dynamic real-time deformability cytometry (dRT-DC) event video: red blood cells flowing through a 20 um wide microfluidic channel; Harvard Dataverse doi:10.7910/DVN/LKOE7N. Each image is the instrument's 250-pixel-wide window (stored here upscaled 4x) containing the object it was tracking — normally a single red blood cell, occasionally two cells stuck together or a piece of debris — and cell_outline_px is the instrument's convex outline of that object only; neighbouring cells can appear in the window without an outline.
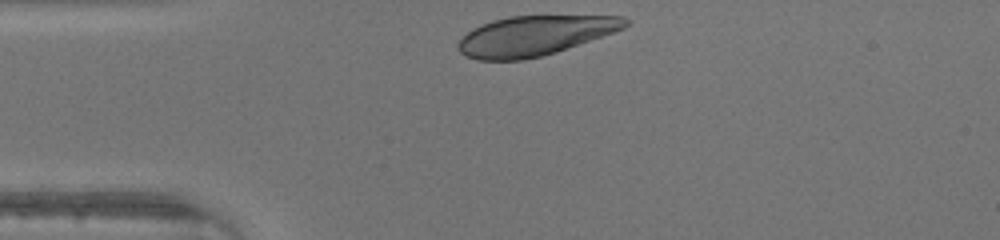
{"species": "human", "species_latin": "Homo sapiens", "temperature_condition": "warm", "stored_images_in_passage": 27, "camera_frame_rate_fps": 3000, "um_per_image_px": 0.085, "donor": {"sex": "male"}, "frame": {"image": 1, "passage_image": 1, "time_ms": 0.0, "image_size_px": [1000, 240], "cell_outline_px": [[632, 20], [624, 28], [556, 52], [524, 60], [476, 60], [460, 52], [456, 48], [456, 44], [472, 28], [492, 20], [508, 16], [624, 16]], "centroid_in_image_um": [45.42, 3.03], "position_along_channel_um": 39.6, "area_um2": 38.55}}
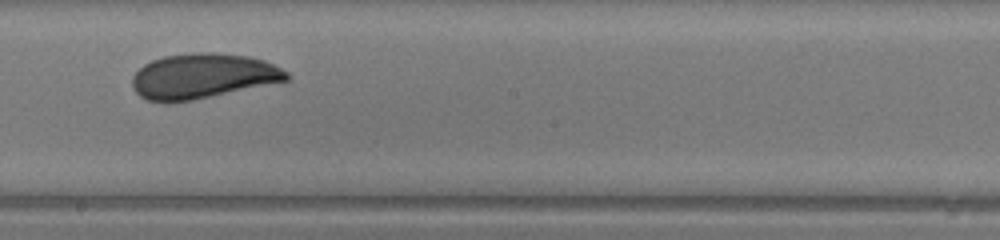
{"frame": {"image": 2, "passage_image": 16, "time_ms": 5.0, "image_size_px": [1000, 240], "cell_outline_px": [[292, 76], [288, 80], [192, 100], [148, 100], [140, 96], [132, 88], [132, 76], [144, 64], [152, 60], [164, 56], [196, 52], [212, 52], [248, 56], [264, 60], [288, 72]], "centroid_in_image_um": [17.24, 6.44], "position_along_channel_um": 231.0, "area_um2": 39.94}}
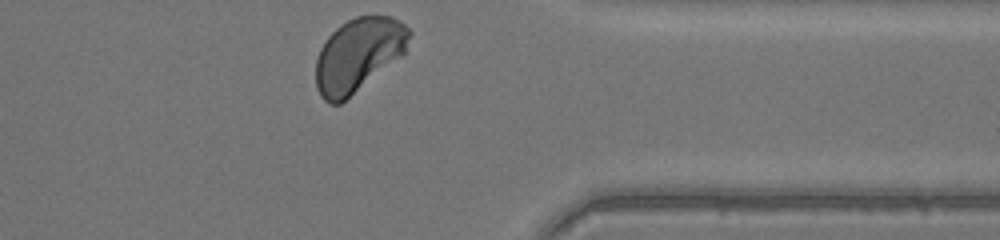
{"frame": {"image": 3, "passage_image": 27, "time_ms": 8.667, "image_size_px": [1000, 240], "cell_outline_px": [[412, 32], [404, 52], [400, 56], [340, 104], [328, 104], [320, 96], [316, 88], [316, 60], [320, 48], [328, 36], [340, 24], [356, 16], [392, 16], [400, 20]], "centroid_in_image_um": [30.43, 4.65], "position_along_channel_um": 381.0, "area_um2": 39.77}}